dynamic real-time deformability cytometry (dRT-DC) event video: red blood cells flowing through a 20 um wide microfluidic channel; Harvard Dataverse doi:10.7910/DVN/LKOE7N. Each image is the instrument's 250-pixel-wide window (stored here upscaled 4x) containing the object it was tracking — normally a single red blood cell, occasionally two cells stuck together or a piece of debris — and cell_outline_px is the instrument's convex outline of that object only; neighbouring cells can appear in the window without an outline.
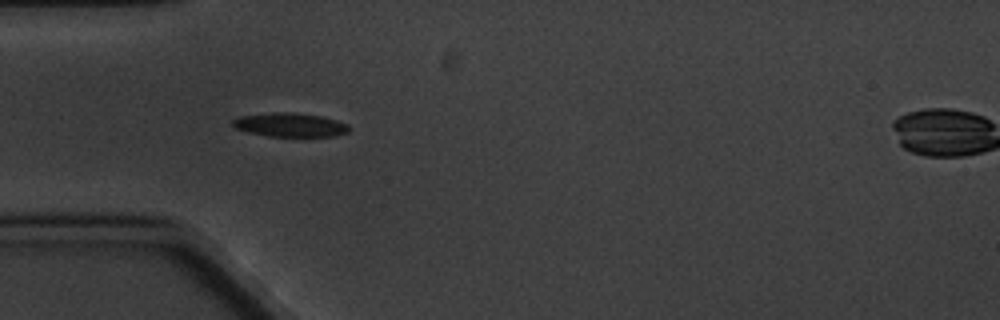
{"species": "common noctule bat (a hibernating species)", "species_latin": "Nyctalus noctula", "temperature_condition": "cold", "stored_images_in_passage": 5, "camera_frame_rate_fps": 3000, "um_per_image_px": 0.085, "animal": {"sex": "male", "body_mass_g": 20.1, "forearm_length_mm": 53.5}, "frame": {"image": 1, "passage_image": 4, "time_ms": 3.333, "image_size_px": [1000, 320], "cell_outline_px": [[348, 132], [336, 136], [268, 136], [248, 132], [236, 128], [232, 124], [232, 120], [240, 116], [272, 112], [292, 112], [320, 116], [336, 120], [348, 124]], "centroid_in_image_um": [24.64, 10.61], "position_along_channel_um": 60.4, "area_um2": 16.07}}